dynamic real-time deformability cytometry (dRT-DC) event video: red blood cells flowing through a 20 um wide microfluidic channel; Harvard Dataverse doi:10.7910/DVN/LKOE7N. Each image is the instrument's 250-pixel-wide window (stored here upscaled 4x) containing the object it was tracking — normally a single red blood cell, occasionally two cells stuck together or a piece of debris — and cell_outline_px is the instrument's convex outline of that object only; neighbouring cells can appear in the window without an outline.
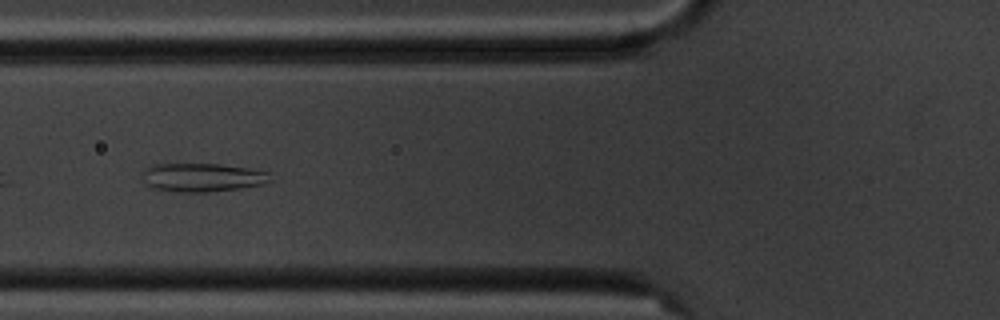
{"species": "common noctule bat (a hibernating species)", "species_latin": "Nyctalus noctula", "temperature_condition": "cold", "stored_images_in_passage": 8, "camera_frame_rate_fps": 3000, "um_per_image_px": 0.085, "animal": {"sex": "male", "body_mass_g": 20.1, "forearm_length_mm": 53.5}, "frame": {"image": 1, "passage_image": 6, "time_ms": 6.0, "image_size_px": [1000, 320], "cell_outline_px": [[268, 180], [264, 184], [240, 188], [208, 192], [176, 192], [152, 188], [148, 184], [140, 172], [148, 164], [220, 164], [248, 168], [268, 172]], "centroid_in_image_um": [17.12, 15.07], "position_along_channel_um": 108.7, "area_um2": 21.27}}